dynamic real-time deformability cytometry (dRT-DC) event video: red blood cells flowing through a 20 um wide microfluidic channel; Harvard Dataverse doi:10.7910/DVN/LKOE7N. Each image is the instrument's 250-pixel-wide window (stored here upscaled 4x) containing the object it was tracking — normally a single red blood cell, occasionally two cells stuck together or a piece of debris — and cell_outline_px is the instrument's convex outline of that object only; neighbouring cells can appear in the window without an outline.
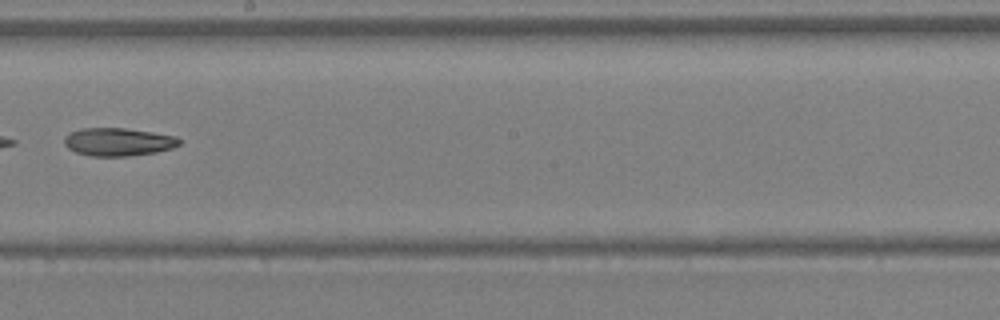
{"species": "Egyptian fruit bat (a non-hibernating species)", "species_latin": "Rousettus aegyptiacus", "temperature_condition": "warm", "stored_images_in_passage": 39, "camera_frame_rate_fps": 3000, "um_per_image_px": 0.085, "animal": {"sex": "female"}, "frame": {"image": 1, "passage_image": 23, "time_ms": 7.333, "image_size_px": [1000, 320], "cell_outline_px": [[180, 144], [172, 148], [156, 152], [128, 156], [92, 156], [76, 152], [68, 148], [64, 144], [64, 136], [80, 128], [124, 128], [152, 132], [176, 136], [180, 140]], "centroid_in_image_um": [10.04, 12.06], "position_along_channel_um": 238.2, "area_um2": 18.73}}